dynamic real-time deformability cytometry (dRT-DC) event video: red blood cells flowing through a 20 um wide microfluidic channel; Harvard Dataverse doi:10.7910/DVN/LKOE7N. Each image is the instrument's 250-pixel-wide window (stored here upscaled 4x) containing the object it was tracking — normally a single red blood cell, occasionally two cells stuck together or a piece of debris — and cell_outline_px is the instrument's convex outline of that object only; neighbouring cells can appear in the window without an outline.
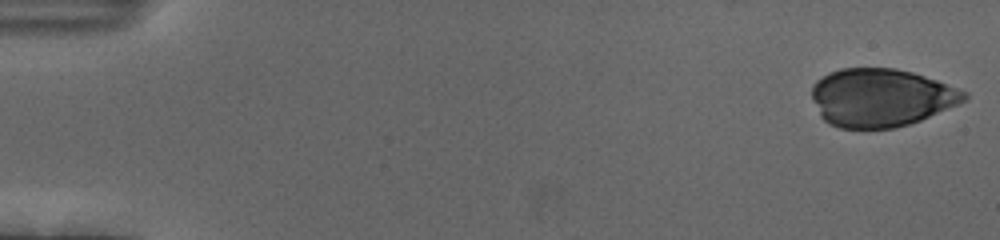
{"species": "human", "species_latin": "Homo sapiens", "temperature_condition": "cold", "stored_images_in_passage": 54, "camera_frame_rate_fps": 3000, "um_per_image_px": 0.085, "donor": {"sex": "female"}, "frame": {"image": 1, "passage_image": 1, "time_ms": 0.0, "image_size_px": [1000, 240], "cell_outline_px": [[968, 100], [920, 120], [908, 124], [892, 128], [840, 128], [828, 124], [820, 116], [812, 100], [812, 84], [816, 80], [828, 72], [840, 68], [896, 68], [912, 72], [936, 80], [968, 92]], "centroid_in_image_um": [74.86, 8.29], "position_along_channel_um": 10.1, "area_um2": 51.79}}
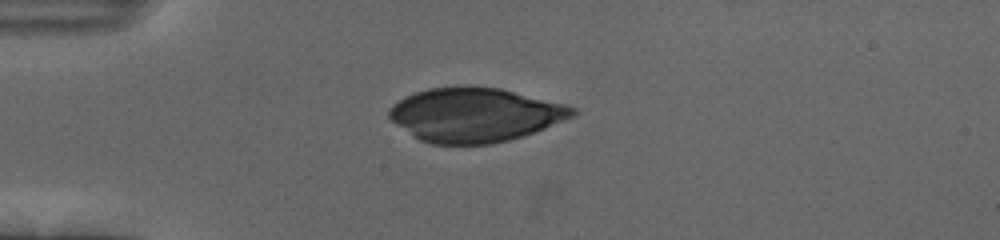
{"frame": {"image": 2, "passage_image": 14, "time_ms": 4.333, "image_size_px": [1000, 240], "cell_outline_px": [[580, 112], [576, 116], [524, 136], [492, 144], [432, 144], [420, 140], [412, 136], [396, 124], [388, 116], [388, 108], [392, 104], [404, 96], [428, 88], [500, 88], [568, 104], [576, 108]], "centroid_in_image_um": [40.41, 9.78], "position_along_channel_um": 44.6, "area_um2": 57.74}}